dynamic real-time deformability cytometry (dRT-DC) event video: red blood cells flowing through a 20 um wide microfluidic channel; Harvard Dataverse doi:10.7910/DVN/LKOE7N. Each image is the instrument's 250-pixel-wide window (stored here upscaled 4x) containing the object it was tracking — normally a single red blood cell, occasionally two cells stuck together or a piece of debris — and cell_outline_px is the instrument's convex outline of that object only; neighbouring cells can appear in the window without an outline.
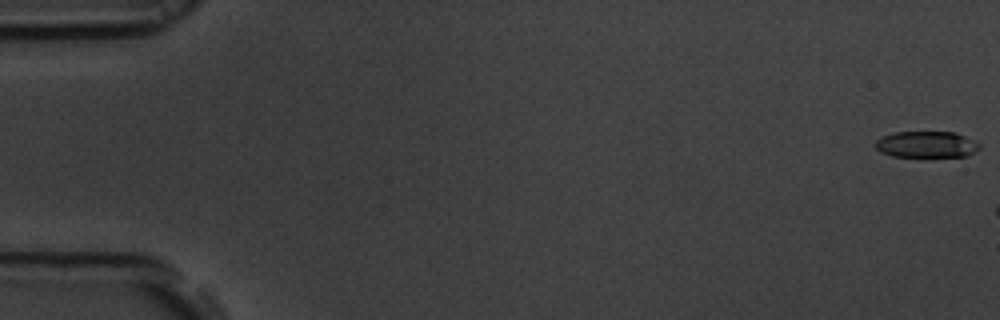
{"species": "common noctule bat (a hibernating species)", "species_latin": "Nyctalus noctula", "temperature_condition": "room temperature", "stored_images_in_passage": 7, "camera_frame_rate_fps": 3000, "um_per_image_px": 0.085, "animal": {"sex": "male", "body_mass_g": 19.5, "forearm_length_mm": 54.6}, "frame": {"image": 1, "passage_image": 1, "time_ms": 0.0, "image_size_px": [1000, 320], "cell_outline_px": [[980, 148], [968, 156], [892, 156], [880, 152], [876, 148], [876, 140], [884, 136], [896, 132], [952, 132], [964, 136], [980, 144]], "centroid_in_image_um": [78.75, 12.28], "position_along_channel_um": 6.2, "area_um2": 15.72}}